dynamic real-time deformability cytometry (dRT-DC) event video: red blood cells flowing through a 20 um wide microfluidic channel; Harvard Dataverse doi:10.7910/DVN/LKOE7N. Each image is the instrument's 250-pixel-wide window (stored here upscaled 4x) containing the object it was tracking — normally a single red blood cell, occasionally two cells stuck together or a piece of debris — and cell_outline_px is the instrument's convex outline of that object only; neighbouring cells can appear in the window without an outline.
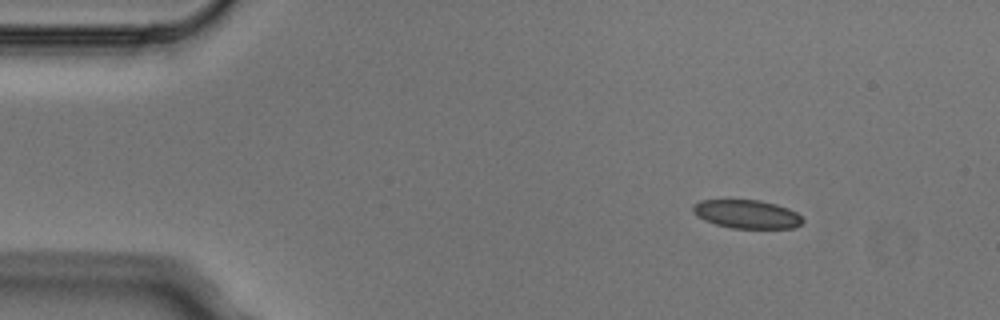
{"species": "Egyptian fruit bat (a non-hibernating species)", "species_latin": "Rousettus aegyptiacus", "temperature_condition": "cold", "stored_images_in_passage": 7, "camera_frame_rate_fps": 3000, "um_per_image_px": 0.085, "animal": {"sex": "male"}, "frame": {"image": 1, "passage_image": 1, "time_ms": 0.0, "image_size_px": [1000, 320], "cell_outline_px": [[804, 220], [800, 224], [792, 228], [732, 228], [716, 224], [704, 220], [696, 216], [692, 212], [692, 204], [700, 200], [760, 200], [776, 204], [788, 208], [796, 212]], "centroid_in_image_um": [63.44, 18.19], "position_along_channel_um": 21.6, "area_um2": 18.26}}
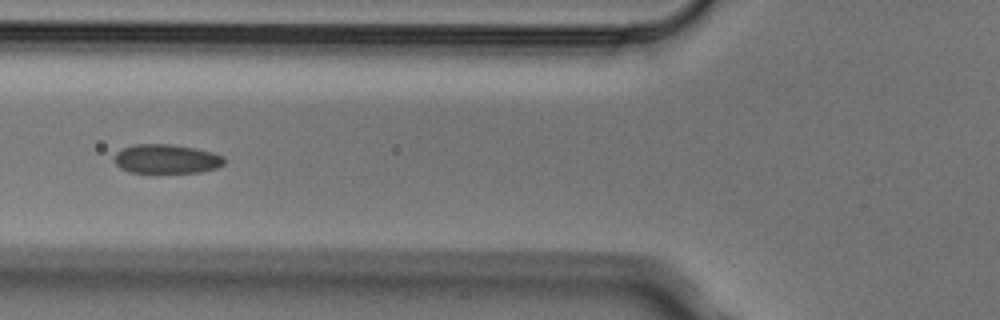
{"frame": {"image": 2, "passage_image": 4, "time_ms": 1.0, "image_size_px": [1000, 320], "cell_outline_px": [[224, 164], [216, 168], [200, 172], [132, 172], [120, 168], [116, 164], [116, 152], [124, 148], [136, 144], [172, 144], [196, 148], [212, 152], [224, 156]], "centroid_in_image_um": [14.19, 13.5], "position_along_channel_um": 111.6, "area_um2": 18.5}}
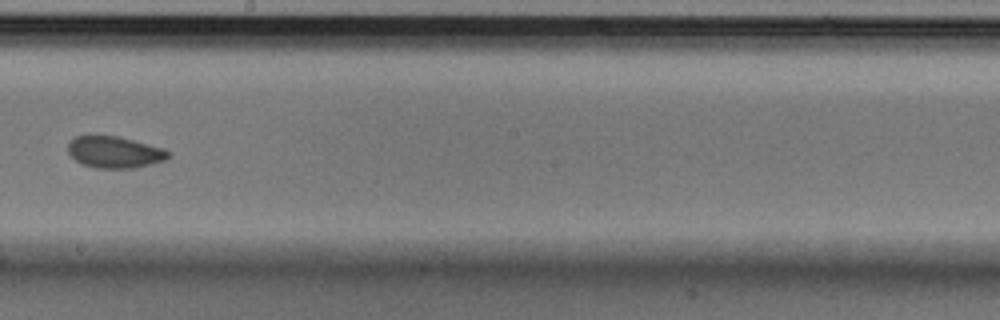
{"frame": {"image": 3, "passage_image": 7, "time_ms": 2.0, "image_size_px": [1000, 320], "cell_outline_px": [[172, 156], [164, 160], [132, 168], [96, 168], [84, 164], [76, 160], [68, 152], [68, 140], [76, 136], [88, 132], [116, 136], [164, 148], [172, 152]], "centroid_in_image_um": [9.69, 12.88], "position_along_channel_um": 238.5, "area_um2": 18.9}}